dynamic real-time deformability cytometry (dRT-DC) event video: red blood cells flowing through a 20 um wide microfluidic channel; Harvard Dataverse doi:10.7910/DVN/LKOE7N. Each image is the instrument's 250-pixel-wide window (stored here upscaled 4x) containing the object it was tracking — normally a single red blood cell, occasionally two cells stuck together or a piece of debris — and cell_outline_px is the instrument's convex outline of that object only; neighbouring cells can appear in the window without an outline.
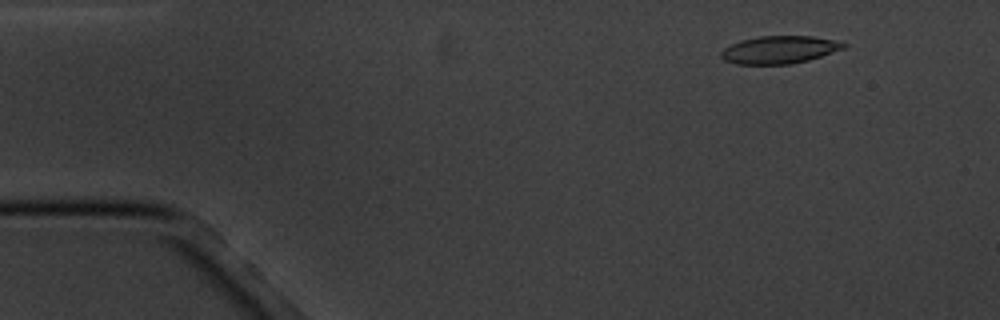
{"species": "common noctule bat (a hibernating species)", "species_latin": "Nyctalus noctula", "temperature_condition": "cold", "stored_images_in_passage": 5, "camera_frame_rate_fps": 3000, "um_per_image_px": 0.085, "animal": {"sex": "male", "body_mass_g": 20.1, "forearm_length_mm": 53.5}, "frame": {"image": 1, "passage_image": 2, "time_ms": 1.0, "image_size_px": [1000, 320], "cell_outline_px": [[848, 44], [844, 48], [808, 60], [792, 64], [736, 64], [724, 60], [720, 56], [720, 52], [724, 48], [740, 40], [756, 36], [812, 36], [844, 40]], "centroid_in_image_um": [66.28, 4.21], "position_along_channel_um": 18.7, "area_um2": 20.0}}